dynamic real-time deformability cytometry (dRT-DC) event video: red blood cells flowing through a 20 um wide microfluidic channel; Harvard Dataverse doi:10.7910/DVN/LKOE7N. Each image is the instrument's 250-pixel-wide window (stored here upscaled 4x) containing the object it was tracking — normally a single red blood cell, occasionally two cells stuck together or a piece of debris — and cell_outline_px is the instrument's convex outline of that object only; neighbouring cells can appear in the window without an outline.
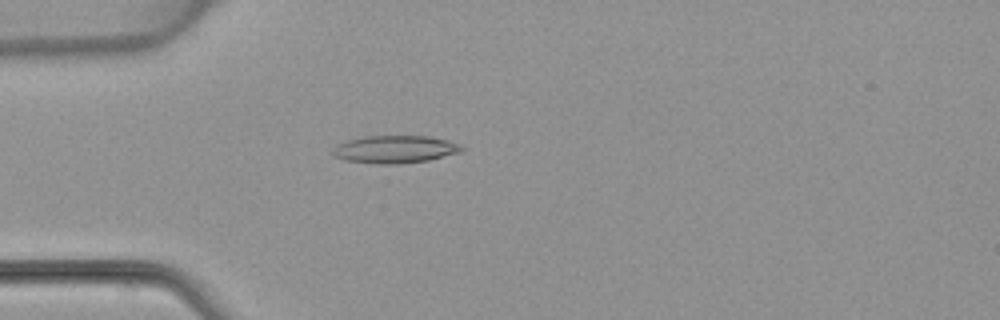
{"species": "common noctule bat (a hibernating species)", "species_latin": "Nyctalus noctula", "temperature_condition": "warm", "stored_images_in_passage": 2, "camera_frame_rate_fps": 3000, "um_per_image_px": 0.085, "animal": {"sex": "female", "body_mass_g": 22.7, "forearm_length_mm": 54.2}, "frame": {"image": 1, "passage_image": 2, "time_ms": 2.333, "image_size_px": [1000, 320], "cell_outline_px": [[464, 148], [460, 152], [428, 160], [400, 164], [376, 164], [344, 160], [332, 156], [332, 148], [336, 144], [348, 140], [364, 136], [428, 136], [448, 140], [460, 144]], "centroid_in_image_um": [33.53, 12.69], "position_along_channel_um": 51.5, "area_um2": 20.92}}